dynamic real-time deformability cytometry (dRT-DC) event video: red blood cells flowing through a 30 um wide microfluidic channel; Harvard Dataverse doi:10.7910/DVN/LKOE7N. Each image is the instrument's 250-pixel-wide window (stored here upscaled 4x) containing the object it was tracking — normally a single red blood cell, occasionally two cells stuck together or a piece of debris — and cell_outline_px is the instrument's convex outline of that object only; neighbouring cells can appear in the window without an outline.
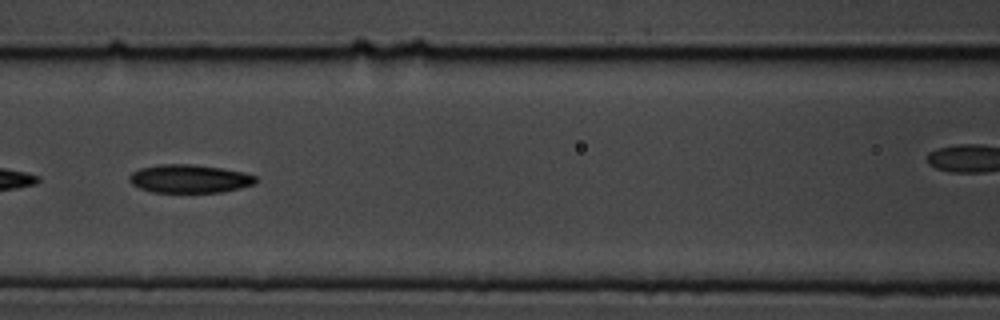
{"species": "common noctule bat (a hibernating species)", "species_latin": "Nyctalus noctula", "temperature_condition": "cold", "stored_images_in_passage": 11, "camera_frame_rate_fps": 3000, "um_per_image_px": 0.085, "animal": {"sex": "male", "body_mass_g": 19.5, "forearm_length_mm": 54.6}, "frame": {"image": 1, "passage_image": 7, "time_ms": 7.0, "image_size_px": [1000, 320], "cell_outline_px": [[256, 184], [240, 188], [220, 192], [152, 192], [140, 188], [132, 184], [128, 180], [128, 176], [132, 172], [140, 168], [160, 164], [192, 164], [220, 168], [244, 172], [256, 176]], "centroid_in_image_um": [16.09, 15.19], "position_along_channel_um": 150.5, "area_um2": 20.87}}
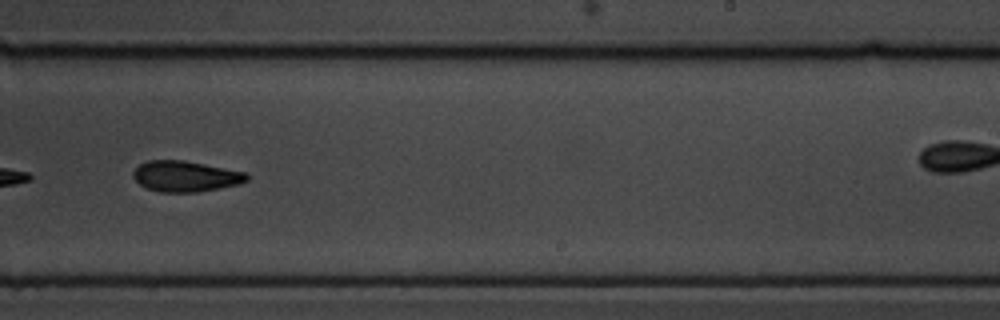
{"frame": {"image": 2, "passage_image": 10, "time_ms": 10.333, "image_size_px": [1000, 320], "cell_outline_px": [[248, 180], [240, 184], [196, 192], [160, 192], [148, 188], [140, 184], [132, 176], [132, 172], [140, 164], [148, 160], [184, 160], [248, 172]], "centroid_in_image_um": [15.79, 14.97], "position_along_channel_um": 273.2, "area_um2": 20.4}}